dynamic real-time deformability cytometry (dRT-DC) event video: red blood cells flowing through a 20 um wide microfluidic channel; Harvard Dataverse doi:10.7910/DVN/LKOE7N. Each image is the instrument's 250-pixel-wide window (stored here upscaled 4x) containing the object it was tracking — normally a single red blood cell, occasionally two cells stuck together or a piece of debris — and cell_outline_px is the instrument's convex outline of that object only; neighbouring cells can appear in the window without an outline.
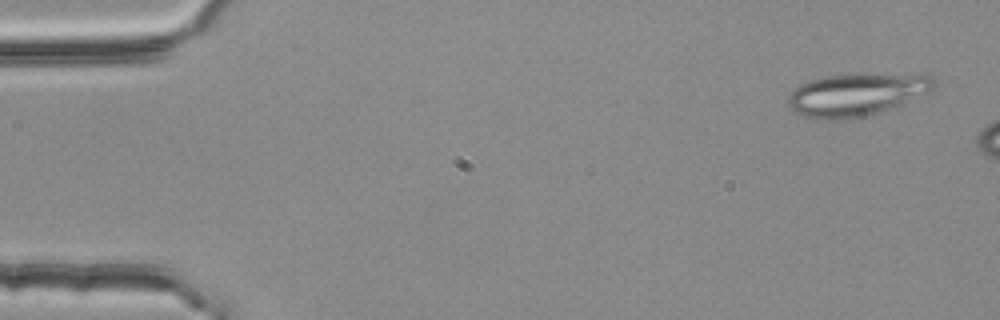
{"species": "common noctule bat (a hibernating species)", "species_latin": "Nyctalus noctula", "temperature_condition": "room temperature", "stored_images_in_passage": 3, "camera_frame_rate_fps": 3000, "um_per_image_px": 0.085, "animal": {"sex": "female", "body_mass_g": 25.1}, "frame": {"image": 1, "passage_image": 1, "time_ms": 0.0, "image_size_px": [1000, 320], "cell_outline_px": [[936, 84], [928, 92], [884, 112], [864, 116], [832, 120], [816, 120], [804, 116], [796, 112], [788, 104], [788, 96], [792, 88], [800, 84], [824, 76], [924, 72], [936, 76]], "centroid_in_image_um": [72.88, 8.02], "position_along_channel_um": 12.1, "area_um2": 36.82}}